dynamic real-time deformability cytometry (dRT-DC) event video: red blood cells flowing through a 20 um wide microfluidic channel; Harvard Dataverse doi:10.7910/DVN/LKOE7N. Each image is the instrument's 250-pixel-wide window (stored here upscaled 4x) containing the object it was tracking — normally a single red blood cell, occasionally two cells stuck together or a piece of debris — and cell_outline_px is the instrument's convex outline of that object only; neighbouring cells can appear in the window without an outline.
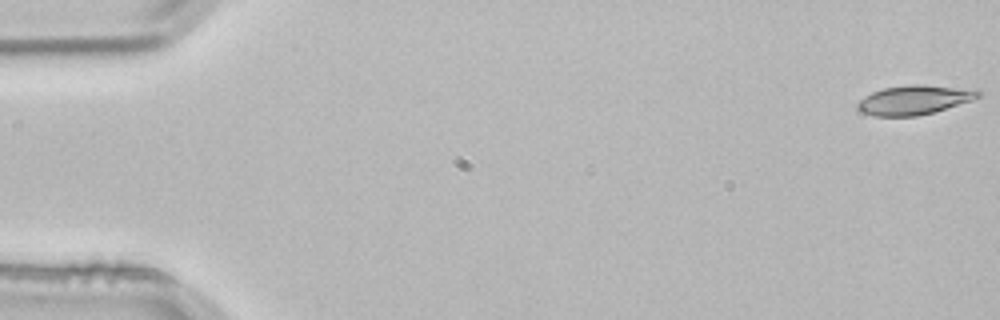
{"species": "common noctule bat (a hibernating species)", "species_latin": "Nyctalus noctula", "temperature_condition": "room temperature", "stored_images_in_passage": 3, "camera_frame_rate_fps": 3000, "um_per_image_px": 0.085, "animal": {"sex": "male", "body_mass_g": 21.5, "forearm_length_mm": 52.0}, "frame": {"image": 1, "passage_image": 1, "time_ms": 0.0, "image_size_px": [1000, 320], "cell_outline_px": [[984, 92], [980, 96], [972, 100], [932, 112], [916, 116], [876, 116], [860, 112], [856, 108], [856, 104], [864, 96], [872, 92], [884, 88], [912, 84], [920, 84], [980, 88]], "centroid_in_image_um": [77.77, 8.47], "position_along_channel_um": 7.2, "area_um2": 20.92}}